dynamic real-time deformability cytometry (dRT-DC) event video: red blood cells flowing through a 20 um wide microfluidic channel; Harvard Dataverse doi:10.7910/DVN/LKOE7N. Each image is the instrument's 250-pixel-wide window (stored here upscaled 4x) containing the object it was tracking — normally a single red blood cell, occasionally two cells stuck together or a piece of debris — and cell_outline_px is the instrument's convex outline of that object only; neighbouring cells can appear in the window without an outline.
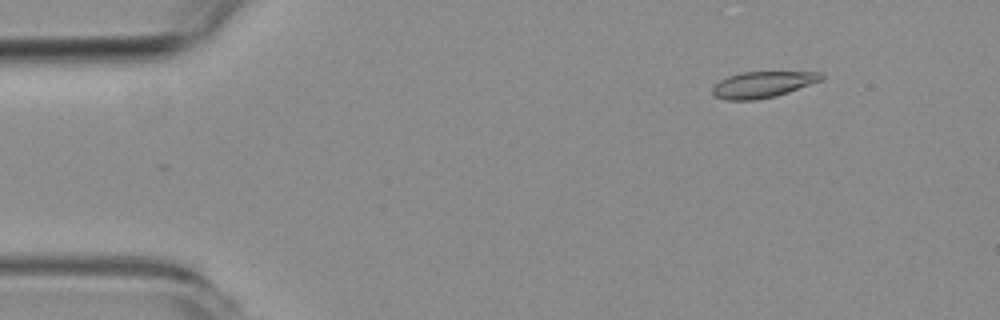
{"species": "common noctule bat (a hibernating species)", "species_latin": "Nyctalus noctula", "temperature_condition": "room temperature", "stored_images_in_passage": 56, "camera_frame_rate_fps": 3000, "um_per_image_px": 0.085, "animal": {"sex": "female", "body_mass_g": 19.3, "forearm_length_mm": 54.1}, "frame": {"image": 1, "passage_image": 7, "time_ms": 2.0, "image_size_px": [1000, 320], "cell_outline_px": [[824, 80], [776, 96], [756, 100], [724, 100], [716, 96], [712, 92], [712, 88], [720, 80], [728, 76], [740, 72], [820, 72], [824, 76]], "centroid_in_image_um": [64.84, 7.18], "position_along_channel_um": 20.2, "area_um2": 16.65}}
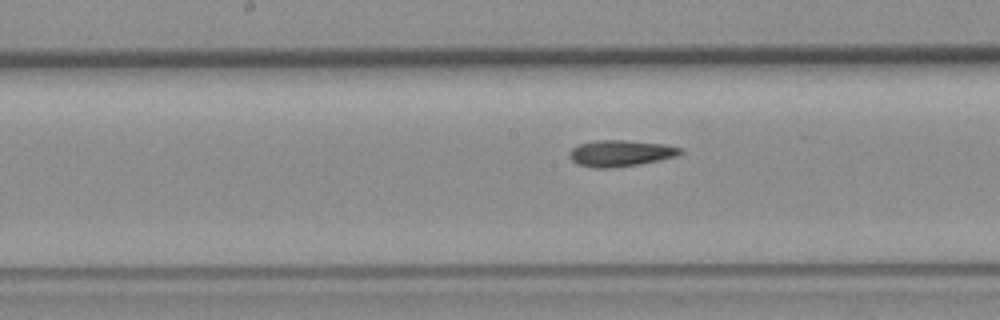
{"frame": {"image": 2, "passage_image": 28, "time_ms": 9.0, "image_size_px": [1000, 320], "cell_outline_px": [[684, 152], [676, 156], [660, 160], [640, 164], [612, 168], [592, 168], [576, 164], [568, 156], [568, 152], [572, 148], [580, 144], [596, 140], [624, 140], [664, 144], [684, 148]], "centroid_in_image_um": [52.74, 13.03], "position_along_channel_um": 195.5, "area_um2": 17.22}}
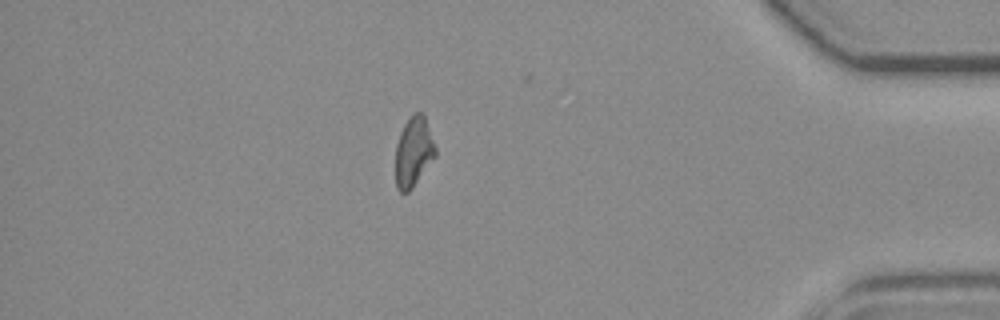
{"frame": {"image": 3, "passage_image": 48, "time_ms": 15.667, "image_size_px": [1000, 320], "cell_outline_px": [[436, 156], [412, 188], [408, 192], [400, 192], [396, 188], [396, 144], [400, 132], [404, 124], [412, 112], [424, 112], [436, 148]], "centroid_in_image_um": [35.16, 12.87], "position_along_channel_um": 400.0, "area_um2": 16.42}}